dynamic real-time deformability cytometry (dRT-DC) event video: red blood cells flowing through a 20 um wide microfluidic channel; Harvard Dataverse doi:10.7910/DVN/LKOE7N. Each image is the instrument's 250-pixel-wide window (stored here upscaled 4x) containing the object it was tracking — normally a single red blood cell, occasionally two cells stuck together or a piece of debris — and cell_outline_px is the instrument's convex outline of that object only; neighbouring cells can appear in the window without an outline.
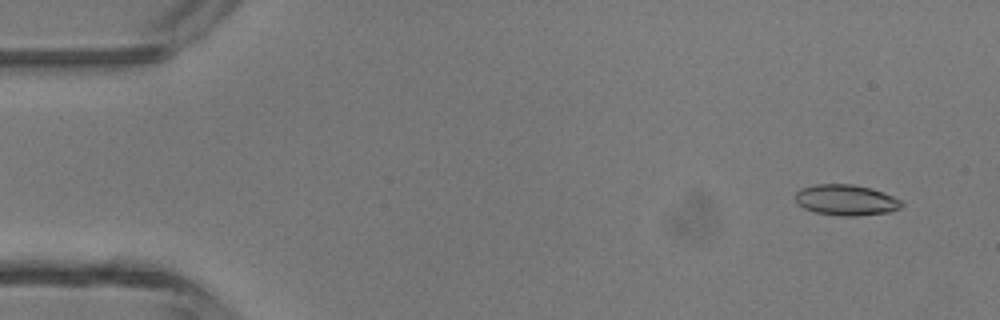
{"species": "common noctule bat (a hibernating species)", "species_latin": "Nyctalus noctula", "temperature_condition": "room temperature", "stored_images_in_passage": 3, "camera_frame_rate_fps": 3000, "um_per_image_px": 0.085, "animal": {"sex": "male", "body_mass_g": 13.3}, "frame": {"image": 1, "passage_image": 1, "time_ms": 0.0, "image_size_px": [1000, 320], "cell_outline_px": [[904, 204], [900, 208], [888, 212], [856, 216], [840, 216], [816, 212], [804, 208], [796, 204], [796, 192], [800, 188], [816, 184], [852, 184], [872, 188], [892, 196], [900, 200]], "centroid_in_image_um": [71.89, 17.0], "position_along_channel_um": 13.1, "area_um2": 19.07}}
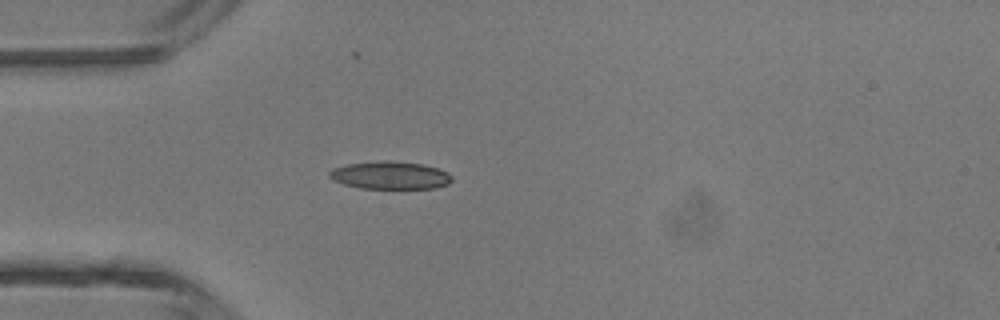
{"frame": {"image": 2, "passage_image": 3, "time_ms": 0.667, "image_size_px": [1000, 320], "cell_outline_px": [[452, 180], [448, 184], [436, 188], [360, 188], [344, 184], [332, 180], [328, 176], [328, 172], [332, 168], [348, 164], [380, 160], [388, 160], [424, 164], [448, 172], [452, 176]], "centroid_in_image_um": [33.15, 14.89], "position_along_channel_um": 51.9, "area_um2": 19.94}}